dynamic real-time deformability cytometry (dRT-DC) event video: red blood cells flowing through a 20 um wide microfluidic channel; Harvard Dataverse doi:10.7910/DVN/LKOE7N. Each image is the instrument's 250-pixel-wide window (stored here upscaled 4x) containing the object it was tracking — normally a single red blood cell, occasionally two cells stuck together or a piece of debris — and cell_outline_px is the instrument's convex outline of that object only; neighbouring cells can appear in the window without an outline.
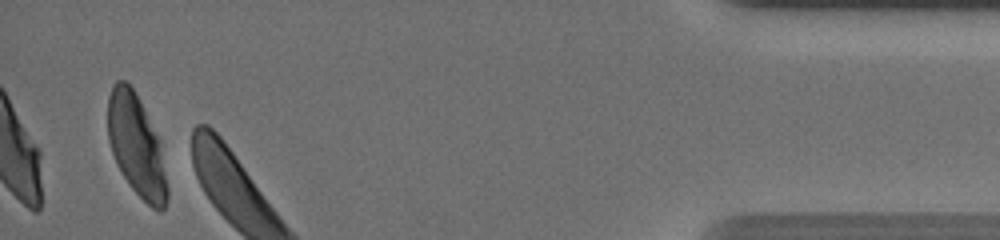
{"species": "human", "species_latin": "Homo sapiens", "temperature_condition": "warm", "stored_images_in_passage": 35, "camera_frame_rate_fps": 3000, "um_per_image_px": 0.085, "donor": {"sex": "male"}, "frame": {"image": 1, "passage_image": 35, "time_ms": 11.333, "image_size_px": [1000, 240], "cell_outline_px": [[168, 196], [164, 208], [160, 212], [152, 208], [132, 188], [116, 164], [108, 140], [108, 96], [112, 84], [116, 80], [124, 80], [132, 88], [160, 140], [168, 188]], "centroid_in_image_um": [11.59, 12.4], "position_along_channel_um": 423.6, "area_um2": 34.8}}